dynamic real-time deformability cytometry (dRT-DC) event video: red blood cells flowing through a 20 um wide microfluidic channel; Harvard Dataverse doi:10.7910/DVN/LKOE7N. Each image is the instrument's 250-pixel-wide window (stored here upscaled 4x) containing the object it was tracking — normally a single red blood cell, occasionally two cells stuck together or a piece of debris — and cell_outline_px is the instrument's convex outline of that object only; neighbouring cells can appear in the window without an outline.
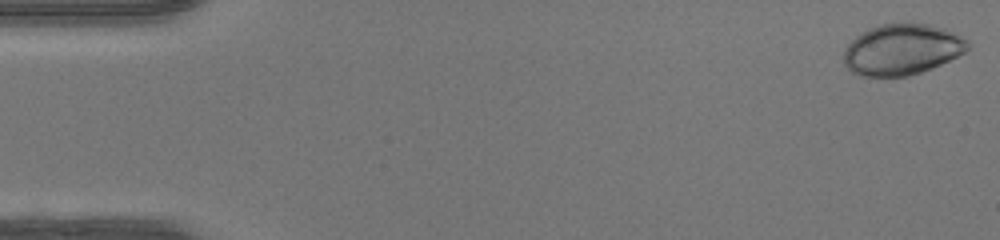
{"species": "human", "species_latin": "Homo sapiens", "temperature_condition": "warm", "stored_images_in_passage": 48, "camera_frame_rate_fps": 3000, "um_per_image_px": 0.085, "donor": {"sex": "female"}, "frame": {"image": 1, "passage_image": 1, "time_ms": 0.0, "image_size_px": [1000, 240], "cell_outline_px": [[968, 48], [964, 52], [932, 68], [908, 76], [860, 76], [852, 72], [844, 64], [844, 48], [860, 32], [868, 28], [880, 24], [928, 24], [944, 28], [968, 40]], "centroid_in_image_um": [76.63, 4.21], "position_along_channel_um": 8.4, "area_um2": 36.53}}
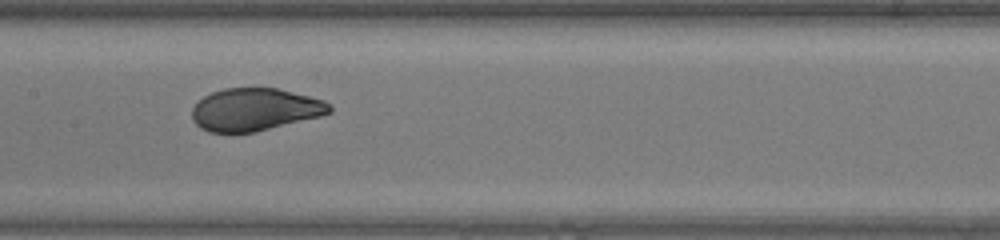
{"frame": {"image": 2, "passage_image": 24, "time_ms": 7.667, "image_size_px": [1000, 240], "cell_outline_px": [[332, 112], [320, 116], [256, 132], [208, 132], [200, 128], [192, 120], [192, 108], [204, 96], [212, 92], [224, 88], [276, 88], [324, 100], [332, 104]], "centroid_in_image_um": [21.67, 9.31], "position_along_channel_um": 185.7, "area_um2": 34.04}}
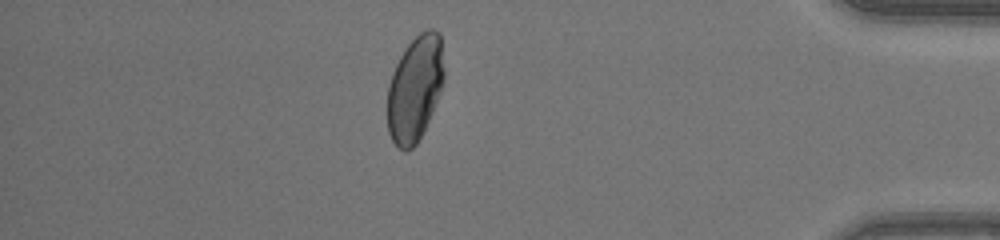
{"frame": {"image": 3, "passage_image": 42, "time_ms": 13.667, "image_size_px": [1000, 240], "cell_outline_px": [[444, 76], [432, 112], [416, 144], [412, 148], [404, 152], [392, 140], [388, 132], [388, 84], [392, 72], [400, 56], [408, 44], [420, 32], [428, 28], [432, 28], [440, 32], [444, 68]], "centroid_in_image_um": [35.26, 7.49], "position_along_channel_um": 399.9, "area_um2": 34.56}, "authors_computed_cell_mechanics": {"area_um2": 35.1424, "velocity_mm_per_s": 4.2706, "shape_relaxation_time_tau1_ms": 3.6922, "shape_relaxation_time_tau2_ms": null, "deformation_change_tau1": 0.2335, "deformation_change_tau2": null}}